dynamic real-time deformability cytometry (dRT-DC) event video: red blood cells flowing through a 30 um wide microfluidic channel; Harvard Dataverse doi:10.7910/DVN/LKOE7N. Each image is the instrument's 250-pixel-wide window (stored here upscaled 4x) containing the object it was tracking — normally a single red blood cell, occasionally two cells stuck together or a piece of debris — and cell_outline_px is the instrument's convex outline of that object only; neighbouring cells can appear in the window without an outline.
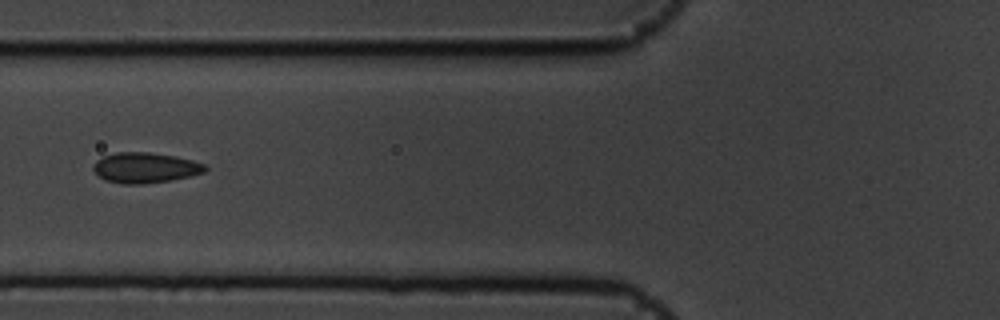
{"species": "common noctule bat (a hibernating species)", "species_latin": "Nyctalus noctula", "temperature_condition": "cold", "stored_images_in_passage": 7, "camera_frame_rate_fps": 3000, "um_per_image_px": 0.085, "animal": {"sex": "male", "body_mass_g": 19.5, "forearm_length_mm": 54.6}, "frame": {"image": 1, "passage_image": 6, "time_ms": 1.667, "image_size_px": [1000, 320], "cell_outline_px": [[208, 168], [204, 172], [172, 180], [144, 184], [124, 184], [104, 180], [92, 168], [92, 164], [96, 160], [104, 156], [116, 152], [148, 152], [176, 156], [192, 160], [204, 164]], "centroid_in_image_um": [12.32, 14.25], "position_along_channel_um": 113.5, "area_um2": 19.83}}
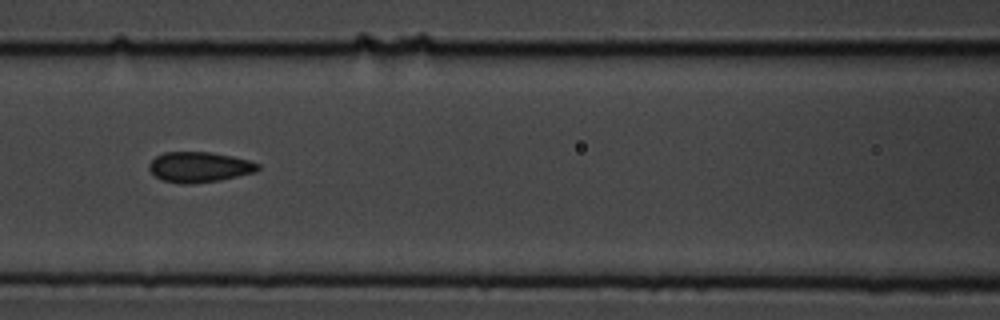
{"frame": {"image": 2, "passage_image": 7, "time_ms": 2.0, "image_size_px": [1000, 320], "cell_outline_px": [[260, 168], [256, 172], [220, 180], [192, 184], [180, 184], [164, 180], [156, 176], [148, 168], [148, 164], [156, 156], [164, 152], [208, 152], [232, 156], [248, 160], [260, 164]], "centroid_in_image_um": [16.95, 14.2], "position_along_channel_um": 149.7, "area_um2": 19.25}}